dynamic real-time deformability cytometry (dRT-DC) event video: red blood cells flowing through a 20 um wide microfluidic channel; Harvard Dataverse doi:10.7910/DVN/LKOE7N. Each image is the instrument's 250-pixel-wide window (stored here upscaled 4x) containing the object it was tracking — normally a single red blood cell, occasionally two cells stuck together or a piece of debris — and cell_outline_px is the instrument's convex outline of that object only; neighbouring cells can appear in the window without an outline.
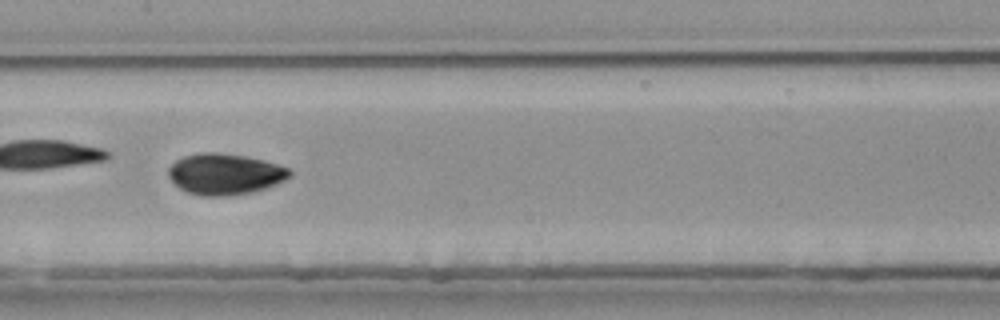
{"species": "common noctule bat (a hibernating species)", "species_latin": "Nyctalus noctula", "temperature_condition": "room temperature", "stored_images_in_passage": 37, "camera_frame_rate_fps": 3000, "um_per_image_px": 0.085, "animal": {"sex": "female", "body_mass_g": 25.1}, "frame": {"image": 1, "passage_image": 11, "time_ms": 3.333, "image_size_px": [1000, 320], "cell_outline_px": [[292, 176], [276, 184], [264, 188], [248, 192], [228, 196], [204, 196], [188, 192], [180, 188], [168, 176], [168, 168], [176, 160], [184, 156], [200, 152], [216, 152], [248, 156], [264, 160], [288, 168], [292, 172]], "centroid_in_image_um": [19.11, 14.78], "position_along_channel_um": 188.3, "area_um2": 28.9}, "authors_computed_cell_mechanics": {"area_um2": 28.9578, "velocity_mm_per_s": 3.7834, "shape_relaxation_time_tau1_ms": 3.6133, "shape_relaxation_time_tau2_ms": 3.0916, "deformation_change_tau1": 0.1285, "deformation_change_tau2": 0.021}}